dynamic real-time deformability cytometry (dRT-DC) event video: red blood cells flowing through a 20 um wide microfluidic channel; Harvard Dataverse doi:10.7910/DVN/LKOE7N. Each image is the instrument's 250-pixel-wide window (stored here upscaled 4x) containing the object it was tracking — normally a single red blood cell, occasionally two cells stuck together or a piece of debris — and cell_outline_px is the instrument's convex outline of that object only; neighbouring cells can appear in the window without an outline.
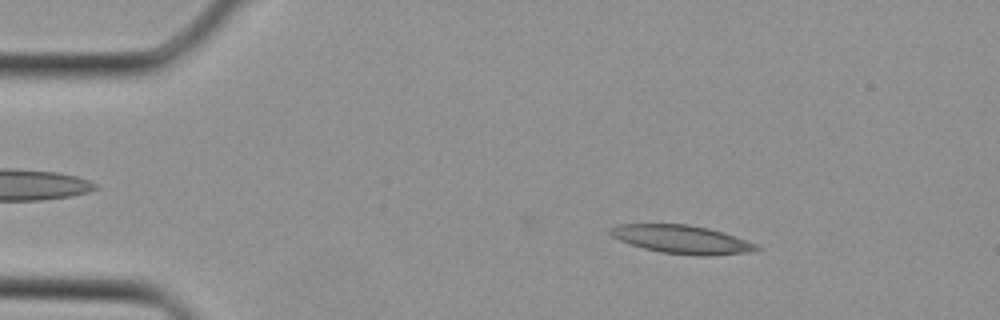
{"species": "Egyptian fruit bat (a non-hibernating species)", "species_latin": "Rousettus aegyptiacus", "temperature_condition": "cold", "stored_images_in_passage": 33, "camera_frame_rate_fps": 3000, "um_per_image_px": 0.085, "animal": {"sex": "female"}, "frame": {"image": 1, "passage_image": 5, "time_ms": 1.333, "image_size_px": [1000, 320], "cell_outline_px": [[764, 248], [748, 252], [708, 256], [700, 256], [660, 252], [644, 248], [620, 240], [612, 236], [608, 232], [608, 228], [620, 224], [688, 224], [708, 228], [724, 232], [756, 244]], "centroid_in_image_um": [57.96, 20.34], "position_along_channel_um": 27.0, "area_um2": 24.1}}
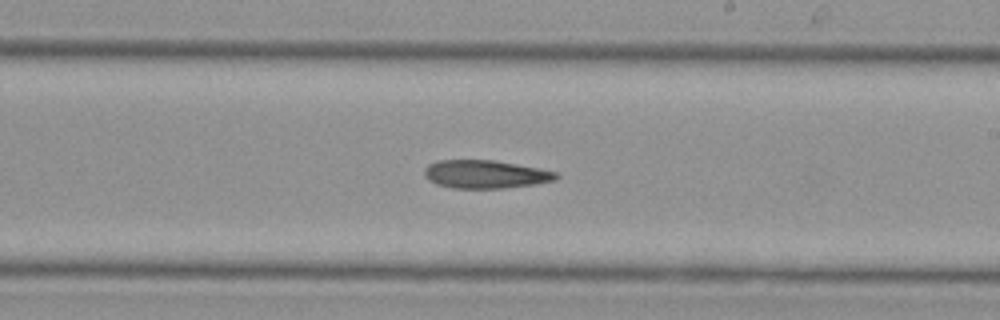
{"frame": {"image": 2, "passage_image": 20, "time_ms": 6.333, "image_size_px": [1000, 320], "cell_outline_px": [[560, 176], [556, 180], [532, 184], [504, 188], [452, 188], [436, 184], [428, 180], [424, 176], [424, 168], [428, 164], [436, 160], [496, 160], [540, 168], [556, 172]], "centroid_in_image_um": [41.23, 14.8], "position_along_channel_um": 247.8, "area_um2": 21.79}}
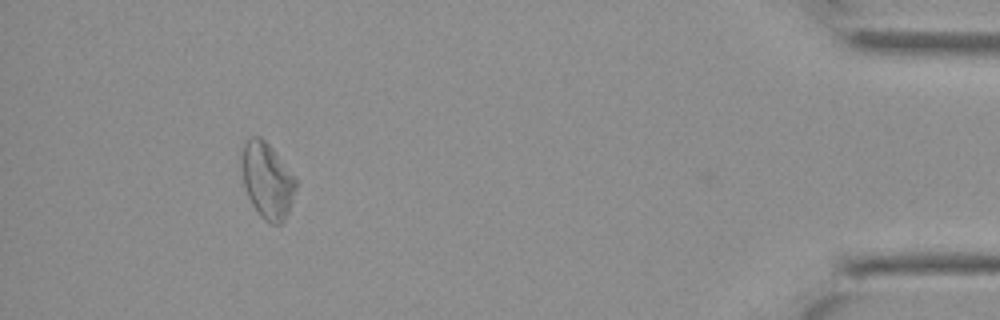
{"frame": {"image": 3, "passage_image": 32, "time_ms": 10.333, "image_size_px": [1000, 320], "cell_outline_px": [[296, 188], [288, 212], [284, 220], [280, 224], [272, 224], [264, 220], [260, 216], [252, 204], [248, 196], [244, 184], [240, 164], [240, 148], [252, 136], [260, 136], [272, 148], [296, 180]], "centroid_in_image_um": [22.67, 15.33], "position_along_channel_um": 412.5, "area_um2": 23.81}}